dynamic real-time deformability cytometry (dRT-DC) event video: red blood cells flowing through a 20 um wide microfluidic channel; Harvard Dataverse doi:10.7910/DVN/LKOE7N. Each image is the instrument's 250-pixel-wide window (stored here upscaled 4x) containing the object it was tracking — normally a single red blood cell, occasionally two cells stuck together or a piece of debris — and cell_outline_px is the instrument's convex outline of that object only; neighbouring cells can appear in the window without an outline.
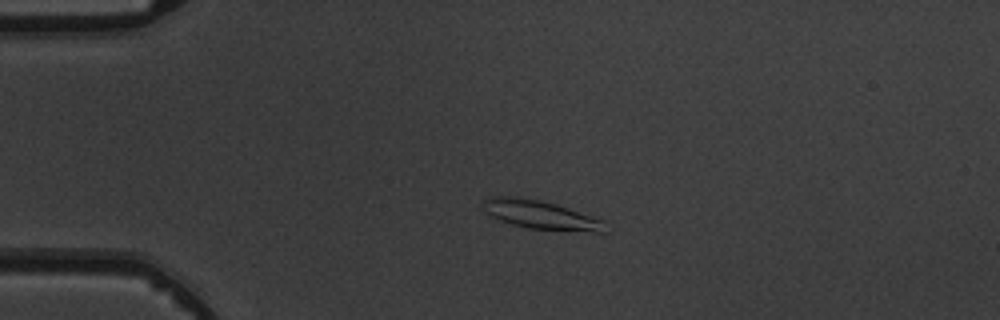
{"species": "common noctule bat (a hibernating species)", "species_latin": "Nyctalus noctula", "temperature_condition": "warm", "stored_images_in_passage": 5, "camera_frame_rate_fps": 3000, "um_per_image_px": 0.085, "animal": {"sex": "male", "body_mass_g": 19.5, "forearm_length_mm": 54.6}, "frame": {"image": 1, "passage_image": 3, "time_ms": 2.333, "image_size_px": [1000, 320], "cell_outline_px": [[608, 232], [592, 232], [528, 228], [512, 224], [500, 220], [484, 212], [484, 200], [488, 196], [520, 196], [556, 204], [604, 220]], "centroid_in_image_um": [45.97, 18.26], "position_along_channel_um": 39.0, "area_um2": 20.4}}